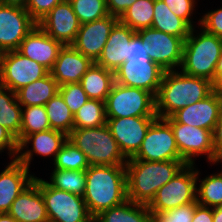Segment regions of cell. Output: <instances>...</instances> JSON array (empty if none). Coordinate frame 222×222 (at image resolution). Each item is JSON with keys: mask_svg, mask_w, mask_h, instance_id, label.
I'll return each mask as SVG.
<instances>
[{"mask_svg": "<svg viewBox=\"0 0 222 222\" xmlns=\"http://www.w3.org/2000/svg\"><path fill=\"white\" fill-rule=\"evenodd\" d=\"M83 199L93 218L102 211L128 200L125 165L89 166L86 169Z\"/></svg>", "mask_w": 222, "mask_h": 222, "instance_id": "1", "label": "cell"}, {"mask_svg": "<svg viewBox=\"0 0 222 222\" xmlns=\"http://www.w3.org/2000/svg\"><path fill=\"white\" fill-rule=\"evenodd\" d=\"M213 92L212 82L182 71H165L156 100V114L165 119L187 105L205 99Z\"/></svg>", "mask_w": 222, "mask_h": 222, "instance_id": "2", "label": "cell"}, {"mask_svg": "<svg viewBox=\"0 0 222 222\" xmlns=\"http://www.w3.org/2000/svg\"><path fill=\"white\" fill-rule=\"evenodd\" d=\"M186 163L183 160H127V198L134 203L149 205L157 191L170 181Z\"/></svg>", "mask_w": 222, "mask_h": 222, "instance_id": "3", "label": "cell"}, {"mask_svg": "<svg viewBox=\"0 0 222 222\" xmlns=\"http://www.w3.org/2000/svg\"><path fill=\"white\" fill-rule=\"evenodd\" d=\"M191 28L184 40L180 71L207 79L213 83L218 59L222 53V38L200 28L199 32ZM196 33V34H194Z\"/></svg>", "mask_w": 222, "mask_h": 222, "instance_id": "4", "label": "cell"}, {"mask_svg": "<svg viewBox=\"0 0 222 222\" xmlns=\"http://www.w3.org/2000/svg\"><path fill=\"white\" fill-rule=\"evenodd\" d=\"M68 140L84 153L90 166L127 163L106 124L94 128H73Z\"/></svg>", "mask_w": 222, "mask_h": 222, "instance_id": "5", "label": "cell"}, {"mask_svg": "<svg viewBox=\"0 0 222 222\" xmlns=\"http://www.w3.org/2000/svg\"><path fill=\"white\" fill-rule=\"evenodd\" d=\"M107 118L157 116L155 96L143 89L114 82L105 101Z\"/></svg>", "mask_w": 222, "mask_h": 222, "instance_id": "6", "label": "cell"}, {"mask_svg": "<svg viewBox=\"0 0 222 222\" xmlns=\"http://www.w3.org/2000/svg\"><path fill=\"white\" fill-rule=\"evenodd\" d=\"M197 169L186 164L175 176L162 186L148 205L153 216L181 205L193 203L196 198Z\"/></svg>", "mask_w": 222, "mask_h": 222, "instance_id": "7", "label": "cell"}, {"mask_svg": "<svg viewBox=\"0 0 222 222\" xmlns=\"http://www.w3.org/2000/svg\"><path fill=\"white\" fill-rule=\"evenodd\" d=\"M49 222H93L83 197L54 188L39 178Z\"/></svg>", "mask_w": 222, "mask_h": 222, "instance_id": "8", "label": "cell"}, {"mask_svg": "<svg viewBox=\"0 0 222 222\" xmlns=\"http://www.w3.org/2000/svg\"><path fill=\"white\" fill-rule=\"evenodd\" d=\"M127 160H182L171 125L165 119L157 118L150 125L138 152Z\"/></svg>", "mask_w": 222, "mask_h": 222, "instance_id": "9", "label": "cell"}, {"mask_svg": "<svg viewBox=\"0 0 222 222\" xmlns=\"http://www.w3.org/2000/svg\"><path fill=\"white\" fill-rule=\"evenodd\" d=\"M165 120L173 129L179 154L186 164L194 165L196 157L203 155L207 156L206 159L209 163L215 164V150L211 130L178 123L171 117H167Z\"/></svg>", "mask_w": 222, "mask_h": 222, "instance_id": "10", "label": "cell"}, {"mask_svg": "<svg viewBox=\"0 0 222 222\" xmlns=\"http://www.w3.org/2000/svg\"><path fill=\"white\" fill-rule=\"evenodd\" d=\"M50 71L18 50L4 52L0 67V86L13 92L41 79Z\"/></svg>", "mask_w": 222, "mask_h": 222, "instance_id": "11", "label": "cell"}, {"mask_svg": "<svg viewBox=\"0 0 222 222\" xmlns=\"http://www.w3.org/2000/svg\"><path fill=\"white\" fill-rule=\"evenodd\" d=\"M164 73L165 70L150 58H138L126 60L114 72V78L120 85L140 88L156 97Z\"/></svg>", "mask_w": 222, "mask_h": 222, "instance_id": "12", "label": "cell"}, {"mask_svg": "<svg viewBox=\"0 0 222 222\" xmlns=\"http://www.w3.org/2000/svg\"><path fill=\"white\" fill-rule=\"evenodd\" d=\"M143 41L150 44L149 58L165 71L179 70L182 63L184 40L153 28L136 32ZM177 67V68H176Z\"/></svg>", "mask_w": 222, "mask_h": 222, "instance_id": "13", "label": "cell"}, {"mask_svg": "<svg viewBox=\"0 0 222 222\" xmlns=\"http://www.w3.org/2000/svg\"><path fill=\"white\" fill-rule=\"evenodd\" d=\"M157 116L107 118L106 125L117 141L126 159L132 158L139 150L150 125Z\"/></svg>", "mask_w": 222, "mask_h": 222, "instance_id": "14", "label": "cell"}, {"mask_svg": "<svg viewBox=\"0 0 222 222\" xmlns=\"http://www.w3.org/2000/svg\"><path fill=\"white\" fill-rule=\"evenodd\" d=\"M36 24L25 8L0 4V48L4 52L18 50Z\"/></svg>", "mask_w": 222, "mask_h": 222, "instance_id": "15", "label": "cell"}, {"mask_svg": "<svg viewBox=\"0 0 222 222\" xmlns=\"http://www.w3.org/2000/svg\"><path fill=\"white\" fill-rule=\"evenodd\" d=\"M37 24L63 46L74 43L81 25L69 0L58 3Z\"/></svg>", "mask_w": 222, "mask_h": 222, "instance_id": "16", "label": "cell"}, {"mask_svg": "<svg viewBox=\"0 0 222 222\" xmlns=\"http://www.w3.org/2000/svg\"><path fill=\"white\" fill-rule=\"evenodd\" d=\"M118 21L119 18L109 14L102 19L81 24L72 46L85 57L96 62L103 51L112 28Z\"/></svg>", "mask_w": 222, "mask_h": 222, "instance_id": "17", "label": "cell"}, {"mask_svg": "<svg viewBox=\"0 0 222 222\" xmlns=\"http://www.w3.org/2000/svg\"><path fill=\"white\" fill-rule=\"evenodd\" d=\"M67 139L68 136L65 133L53 129L27 135L18 144L16 159L28 169H30L29 167L34 154L41 157L52 156V160L54 161L56 154L60 151ZM29 144L32 146L30 149Z\"/></svg>", "mask_w": 222, "mask_h": 222, "instance_id": "18", "label": "cell"}, {"mask_svg": "<svg viewBox=\"0 0 222 222\" xmlns=\"http://www.w3.org/2000/svg\"><path fill=\"white\" fill-rule=\"evenodd\" d=\"M221 108L222 98L212 92L205 99L179 109L170 117L175 122L204 128L213 132Z\"/></svg>", "mask_w": 222, "mask_h": 222, "instance_id": "19", "label": "cell"}, {"mask_svg": "<svg viewBox=\"0 0 222 222\" xmlns=\"http://www.w3.org/2000/svg\"><path fill=\"white\" fill-rule=\"evenodd\" d=\"M63 45L50 37L38 24L21 41L18 51L24 56L42 64L49 71L53 68L59 50Z\"/></svg>", "mask_w": 222, "mask_h": 222, "instance_id": "20", "label": "cell"}, {"mask_svg": "<svg viewBox=\"0 0 222 222\" xmlns=\"http://www.w3.org/2000/svg\"><path fill=\"white\" fill-rule=\"evenodd\" d=\"M7 213L18 222H49L38 177L17 196Z\"/></svg>", "mask_w": 222, "mask_h": 222, "instance_id": "21", "label": "cell"}, {"mask_svg": "<svg viewBox=\"0 0 222 222\" xmlns=\"http://www.w3.org/2000/svg\"><path fill=\"white\" fill-rule=\"evenodd\" d=\"M93 63L72 45H65L59 50L50 73L59 86L79 83Z\"/></svg>", "mask_w": 222, "mask_h": 222, "instance_id": "22", "label": "cell"}, {"mask_svg": "<svg viewBox=\"0 0 222 222\" xmlns=\"http://www.w3.org/2000/svg\"><path fill=\"white\" fill-rule=\"evenodd\" d=\"M29 170L17 159H11L0 172V213H7L17 196L33 182L35 176Z\"/></svg>", "mask_w": 222, "mask_h": 222, "instance_id": "23", "label": "cell"}, {"mask_svg": "<svg viewBox=\"0 0 222 222\" xmlns=\"http://www.w3.org/2000/svg\"><path fill=\"white\" fill-rule=\"evenodd\" d=\"M135 34L136 31L118 21L112 28L103 51L95 63L115 72L128 60L129 42Z\"/></svg>", "mask_w": 222, "mask_h": 222, "instance_id": "24", "label": "cell"}, {"mask_svg": "<svg viewBox=\"0 0 222 222\" xmlns=\"http://www.w3.org/2000/svg\"><path fill=\"white\" fill-rule=\"evenodd\" d=\"M58 92L59 85L49 72L43 78L35 80L15 93L21 106H44Z\"/></svg>", "mask_w": 222, "mask_h": 222, "instance_id": "25", "label": "cell"}, {"mask_svg": "<svg viewBox=\"0 0 222 222\" xmlns=\"http://www.w3.org/2000/svg\"><path fill=\"white\" fill-rule=\"evenodd\" d=\"M114 82V72L94 62L79 83L89 99L105 102Z\"/></svg>", "mask_w": 222, "mask_h": 222, "instance_id": "26", "label": "cell"}, {"mask_svg": "<svg viewBox=\"0 0 222 222\" xmlns=\"http://www.w3.org/2000/svg\"><path fill=\"white\" fill-rule=\"evenodd\" d=\"M153 215L147 205L126 200L118 206L102 211L93 222H149Z\"/></svg>", "mask_w": 222, "mask_h": 222, "instance_id": "27", "label": "cell"}, {"mask_svg": "<svg viewBox=\"0 0 222 222\" xmlns=\"http://www.w3.org/2000/svg\"><path fill=\"white\" fill-rule=\"evenodd\" d=\"M151 28L185 40L191 27L175 15L163 0H154V15Z\"/></svg>", "mask_w": 222, "mask_h": 222, "instance_id": "28", "label": "cell"}, {"mask_svg": "<svg viewBox=\"0 0 222 222\" xmlns=\"http://www.w3.org/2000/svg\"><path fill=\"white\" fill-rule=\"evenodd\" d=\"M22 106L16 93L0 86V125L7 128L15 137L21 131Z\"/></svg>", "mask_w": 222, "mask_h": 222, "instance_id": "29", "label": "cell"}, {"mask_svg": "<svg viewBox=\"0 0 222 222\" xmlns=\"http://www.w3.org/2000/svg\"><path fill=\"white\" fill-rule=\"evenodd\" d=\"M197 169L196 198L197 203L210 208L222 206V171L199 179L201 173Z\"/></svg>", "mask_w": 222, "mask_h": 222, "instance_id": "30", "label": "cell"}, {"mask_svg": "<svg viewBox=\"0 0 222 222\" xmlns=\"http://www.w3.org/2000/svg\"><path fill=\"white\" fill-rule=\"evenodd\" d=\"M50 127L65 133L67 136L73 130L74 115L58 92L45 105Z\"/></svg>", "mask_w": 222, "mask_h": 222, "instance_id": "31", "label": "cell"}, {"mask_svg": "<svg viewBox=\"0 0 222 222\" xmlns=\"http://www.w3.org/2000/svg\"><path fill=\"white\" fill-rule=\"evenodd\" d=\"M154 15V0H136L119 18V21L134 31L151 28Z\"/></svg>", "mask_w": 222, "mask_h": 222, "instance_id": "32", "label": "cell"}, {"mask_svg": "<svg viewBox=\"0 0 222 222\" xmlns=\"http://www.w3.org/2000/svg\"><path fill=\"white\" fill-rule=\"evenodd\" d=\"M49 129L51 127L45 106H22L21 131L16 137L18 144L27 135Z\"/></svg>", "mask_w": 222, "mask_h": 222, "instance_id": "33", "label": "cell"}, {"mask_svg": "<svg viewBox=\"0 0 222 222\" xmlns=\"http://www.w3.org/2000/svg\"><path fill=\"white\" fill-rule=\"evenodd\" d=\"M47 183L57 189L83 197L86 189V170L54 169Z\"/></svg>", "mask_w": 222, "mask_h": 222, "instance_id": "34", "label": "cell"}, {"mask_svg": "<svg viewBox=\"0 0 222 222\" xmlns=\"http://www.w3.org/2000/svg\"><path fill=\"white\" fill-rule=\"evenodd\" d=\"M73 115V128H94L107 122L105 102L97 99H88Z\"/></svg>", "mask_w": 222, "mask_h": 222, "instance_id": "35", "label": "cell"}, {"mask_svg": "<svg viewBox=\"0 0 222 222\" xmlns=\"http://www.w3.org/2000/svg\"><path fill=\"white\" fill-rule=\"evenodd\" d=\"M53 162L54 169L63 170H86L90 166L84 153L68 139Z\"/></svg>", "mask_w": 222, "mask_h": 222, "instance_id": "36", "label": "cell"}, {"mask_svg": "<svg viewBox=\"0 0 222 222\" xmlns=\"http://www.w3.org/2000/svg\"><path fill=\"white\" fill-rule=\"evenodd\" d=\"M80 24L102 19L109 15L106 0H69Z\"/></svg>", "mask_w": 222, "mask_h": 222, "instance_id": "37", "label": "cell"}, {"mask_svg": "<svg viewBox=\"0 0 222 222\" xmlns=\"http://www.w3.org/2000/svg\"><path fill=\"white\" fill-rule=\"evenodd\" d=\"M59 93L73 114H75V112H77L89 99L80 83L61 85L59 86Z\"/></svg>", "mask_w": 222, "mask_h": 222, "instance_id": "38", "label": "cell"}, {"mask_svg": "<svg viewBox=\"0 0 222 222\" xmlns=\"http://www.w3.org/2000/svg\"><path fill=\"white\" fill-rule=\"evenodd\" d=\"M197 200L193 203L157 213L154 217L159 222H192Z\"/></svg>", "mask_w": 222, "mask_h": 222, "instance_id": "39", "label": "cell"}, {"mask_svg": "<svg viewBox=\"0 0 222 222\" xmlns=\"http://www.w3.org/2000/svg\"><path fill=\"white\" fill-rule=\"evenodd\" d=\"M197 23L207 33L222 38V7L208 11Z\"/></svg>", "mask_w": 222, "mask_h": 222, "instance_id": "40", "label": "cell"}, {"mask_svg": "<svg viewBox=\"0 0 222 222\" xmlns=\"http://www.w3.org/2000/svg\"><path fill=\"white\" fill-rule=\"evenodd\" d=\"M169 9L177 15L179 18L183 19L191 28H194L193 18L191 19L193 10H195L196 0H163Z\"/></svg>", "mask_w": 222, "mask_h": 222, "instance_id": "41", "label": "cell"}, {"mask_svg": "<svg viewBox=\"0 0 222 222\" xmlns=\"http://www.w3.org/2000/svg\"><path fill=\"white\" fill-rule=\"evenodd\" d=\"M64 0H27L25 9L31 18L38 23L54 6Z\"/></svg>", "mask_w": 222, "mask_h": 222, "instance_id": "42", "label": "cell"}, {"mask_svg": "<svg viewBox=\"0 0 222 222\" xmlns=\"http://www.w3.org/2000/svg\"><path fill=\"white\" fill-rule=\"evenodd\" d=\"M8 151L10 159H16L18 154V142L16 137L4 126L0 125V153Z\"/></svg>", "mask_w": 222, "mask_h": 222, "instance_id": "43", "label": "cell"}, {"mask_svg": "<svg viewBox=\"0 0 222 222\" xmlns=\"http://www.w3.org/2000/svg\"><path fill=\"white\" fill-rule=\"evenodd\" d=\"M150 44L143 41L136 33L129 42L128 59L149 58L147 53Z\"/></svg>", "mask_w": 222, "mask_h": 222, "instance_id": "44", "label": "cell"}, {"mask_svg": "<svg viewBox=\"0 0 222 222\" xmlns=\"http://www.w3.org/2000/svg\"><path fill=\"white\" fill-rule=\"evenodd\" d=\"M213 147L215 150V164L222 162V108L216 122V126L212 132Z\"/></svg>", "mask_w": 222, "mask_h": 222, "instance_id": "45", "label": "cell"}, {"mask_svg": "<svg viewBox=\"0 0 222 222\" xmlns=\"http://www.w3.org/2000/svg\"><path fill=\"white\" fill-rule=\"evenodd\" d=\"M135 1L136 0H106L107 11L110 15L120 18Z\"/></svg>", "mask_w": 222, "mask_h": 222, "instance_id": "46", "label": "cell"}, {"mask_svg": "<svg viewBox=\"0 0 222 222\" xmlns=\"http://www.w3.org/2000/svg\"><path fill=\"white\" fill-rule=\"evenodd\" d=\"M192 222H213V208L197 203Z\"/></svg>", "mask_w": 222, "mask_h": 222, "instance_id": "47", "label": "cell"}, {"mask_svg": "<svg viewBox=\"0 0 222 222\" xmlns=\"http://www.w3.org/2000/svg\"><path fill=\"white\" fill-rule=\"evenodd\" d=\"M213 92L222 98V71H215V79L212 83Z\"/></svg>", "mask_w": 222, "mask_h": 222, "instance_id": "48", "label": "cell"}, {"mask_svg": "<svg viewBox=\"0 0 222 222\" xmlns=\"http://www.w3.org/2000/svg\"><path fill=\"white\" fill-rule=\"evenodd\" d=\"M27 0H0V4L25 8Z\"/></svg>", "mask_w": 222, "mask_h": 222, "instance_id": "49", "label": "cell"}, {"mask_svg": "<svg viewBox=\"0 0 222 222\" xmlns=\"http://www.w3.org/2000/svg\"><path fill=\"white\" fill-rule=\"evenodd\" d=\"M213 222H222V206L213 208Z\"/></svg>", "mask_w": 222, "mask_h": 222, "instance_id": "50", "label": "cell"}, {"mask_svg": "<svg viewBox=\"0 0 222 222\" xmlns=\"http://www.w3.org/2000/svg\"><path fill=\"white\" fill-rule=\"evenodd\" d=\"M0 222H18V221L8 213H0Z\"/></svg>", "mask_w": 222, "mask_h": 222, "instance_id": "51", "label": "cell"}, {"mask_svg": "<svg viewBox=\"0 0 222 222\" xmlns=\"http://www.w3.org/2000/svg\"><path fill=\"white\" fill-rule=\"evenodd\" d=\"M216 71H222V53H221L220 58L218 59Z\"/></svg>", "mask_w": 222, "mask_h": 222, "instance_id": "52", "label": "cell"}, {"mask_svg": "<svg viewBox=\"0 0 222 222\" xmlns=\"http://www.w3.org/2000/svg\"><path fill=\"white\" fill-rule=\"evenodd\" d=\"M3 55H4V51L0 48V67H1Z\"/></svg>", "mask_w": 222, "mask_h": 222, "instance_id": "53", "label": "cell"}, {"mask_svg": "<svg viewBox=\"0 0 222 222\" xmlns=\"http://www.w3.org/2000/svg\"><path fill=\"white\" fill-rule=\"evenodd\" d=\"M149 222H159V221L154 216H152Z\"/></svg>", "mask_w": 222, "mask_h": 222, "instance_id": "54", "label": "cell"}]
</instances>
